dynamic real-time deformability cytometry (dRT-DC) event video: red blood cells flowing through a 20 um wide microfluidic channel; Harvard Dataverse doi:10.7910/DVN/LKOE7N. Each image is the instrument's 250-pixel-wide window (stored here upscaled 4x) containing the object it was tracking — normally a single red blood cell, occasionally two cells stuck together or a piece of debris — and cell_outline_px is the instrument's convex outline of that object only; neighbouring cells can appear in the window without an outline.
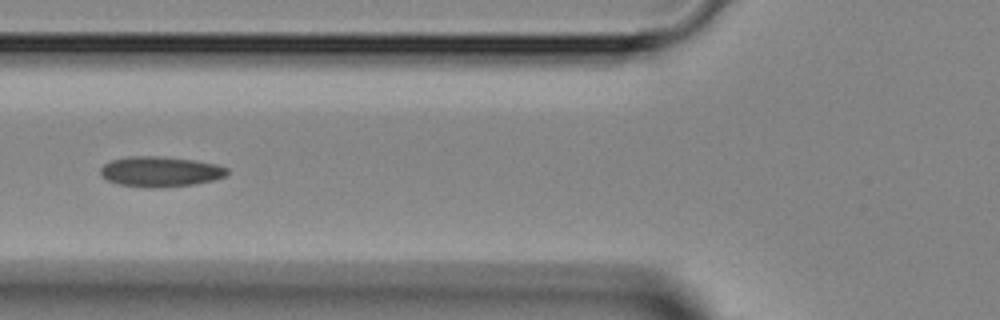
{"species": "Egyptian fruit bat (a non-hibernating species)", "species_latin": "Rousettus aegyptiacus", "temperature_condition": "room temperature", "stored_images_in_passage": 3, "camera_frame_rate_fps": 3000, "um_per_image_px": 0.085, "animal": {"sex": "female"}, "frame": {"image": 1, "passage_image": 3, "time_ms": 6.0, "image_size_px": [1000, 320], "cell_outline_px": [[228, 176], [216, 180], [192, 184], [156, 188], [152, 188], [120, 184], [108, 180], [100, 176], [100, 168], [108, 160], [128, 156], [156, 156], [196, 160], [216, 164], [228, 168]], "centroid_in_image_um": [13.63, 14.58], "position_along_channel_um": 112.2, "area_um2": 22.54}}